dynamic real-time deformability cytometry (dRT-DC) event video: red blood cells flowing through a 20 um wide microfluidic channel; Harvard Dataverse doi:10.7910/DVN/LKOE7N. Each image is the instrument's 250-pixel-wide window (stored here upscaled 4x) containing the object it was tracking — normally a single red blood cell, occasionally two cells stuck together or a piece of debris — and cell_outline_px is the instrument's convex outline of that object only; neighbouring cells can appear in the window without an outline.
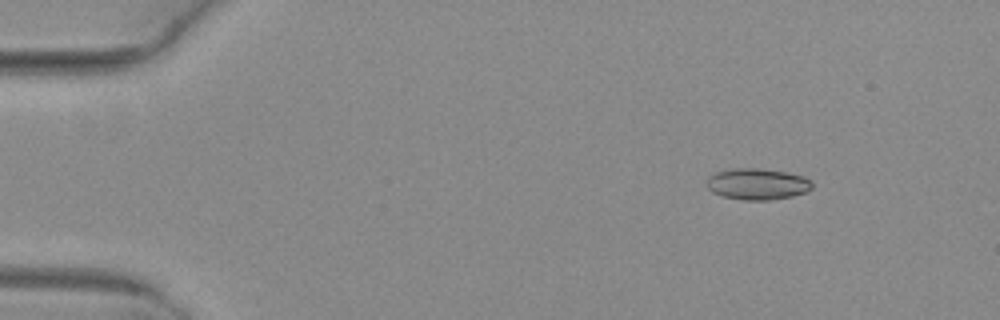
{"species": "common noctule bat (a hibernating species)", "species_latin": "Nyctalus noctula", "temperature_condition": "warm", "stored_images_in_passage": 22, "camera_frame_rate_fps": 3000, "um_per_image_px": 0.085, "animal": {"sex": "female", "body_mass_g": 29.2, "forearm_length_mm": 56.3}, "frame": {"image": 1, "passage_image": 4, "time_ms": 1.0, "image_size_px": [1000, 320], "cell_outline_px": [[812, 188], [808, 192], [792, 196], [768, 200], [744, 200], [724, 196], [712, 192], [708, 188], [708, 176], [716, 172], [732, 168], [760, 168], [788, 172], [804, 176], [812, 180]], "centroid_in_image_um": [64.42, 15.63], "position_along_channel_um": 20.6, "area_um2": 19.36}}